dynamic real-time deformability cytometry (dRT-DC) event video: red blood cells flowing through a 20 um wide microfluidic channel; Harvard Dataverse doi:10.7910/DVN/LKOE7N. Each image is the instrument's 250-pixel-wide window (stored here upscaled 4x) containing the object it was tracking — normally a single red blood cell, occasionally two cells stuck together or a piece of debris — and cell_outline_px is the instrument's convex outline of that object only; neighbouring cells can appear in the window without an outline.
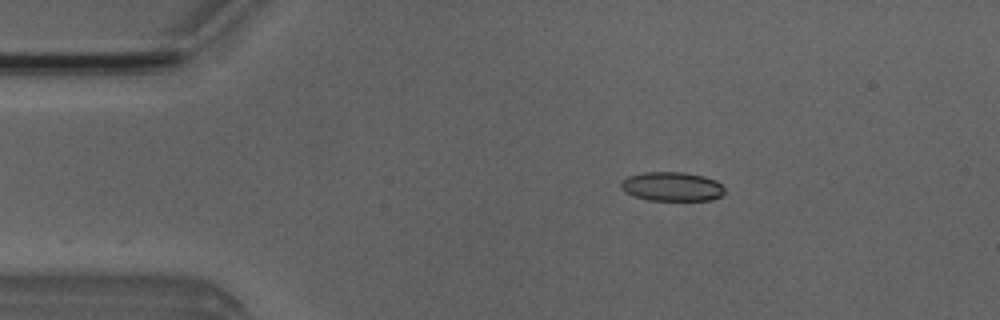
{"species": "Egyptian fruit bat (a non-hibernating species)", "species_latin": "Rousettus aegyptiacus", "temperature_condition": "room temperature", "stored_images_in_passage": 37, "camera_frame_rate_fps": 3000, "um_per_image_px": 0.085, "animal": {"sex": "male"}, "frame": {"image": 1, "passage_image": 9, "time_ms": 2.667, "image_size_px": [1000, 320], "cell_outline_px": [[724, 192], [720, 196], [712, 200], [648, 200], [624, 192], [620, 188], [620, 184], [628, 176], [644, 172], [684, 172], [704, 176], [716, 180], [724, 188]], "centroid_in_image_um": [57.11, 15.85], "position_along_channel_um": 27.9, "area_um2": 17.57}}
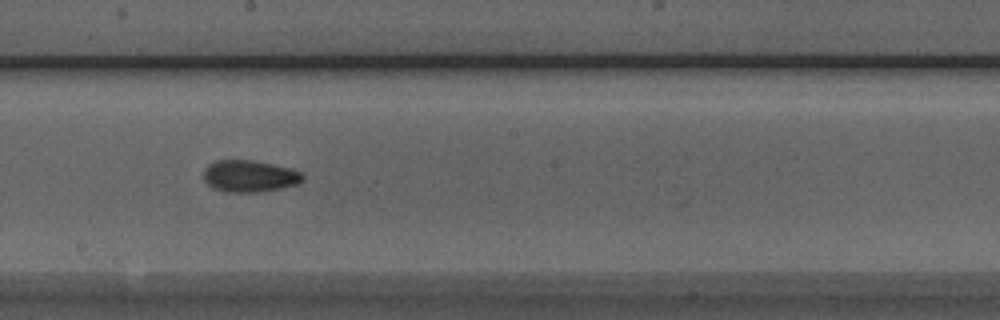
{"frame": {"image": 2, "passage_image": 28, "time_ms": 9.0, "image_size_px": [1000, 320], "cell_outline_px": [[304, 180], [296, 184], [280, 188], [256, 192], [224, 192], [212, 188], [204, 180], [204, 168], [208, 164], [216, 160], [248, 160], [272, 164], [292, 168], [300, 172], [304, 176]], "centroid_in_image_um": [21.18, 14.97], "position_along_channel_um": 227.0, "area_um2": 18.38}}
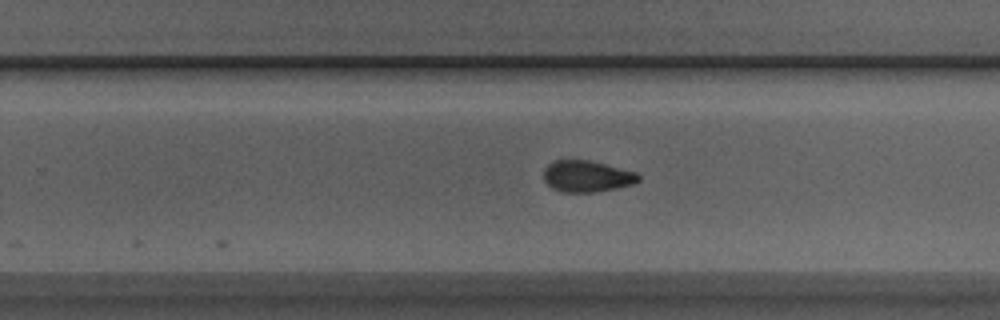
{"frame": {"image": 3, "passage_image": 32, "time_ms": 10.333, "image_size_px": [1000, 320], "cell_outline_px": [[640, 180], [632, 184], [616, 188], [592, 192], [564, 192], [552, 188], [544, 180], [544, 168], [548, 164], [556, 160], [588, 160], [636, 172], [640, 176]], "centroid_in_image_um": [49.87, 14.98], "position_along_channel_um": 279.9, "area_um2": 17.17}, "authors_computed_cell_mechanics": {"area_um2": 18.1492, "velocity_mm_per_s": 3.9787, "shape_relaxation_time_tau1_ms": null, "shape_relaxation_time_tau2_ms": 1.8686, "deformation_change_tau1": null, "deformation_change_tau2": 0.0679}}